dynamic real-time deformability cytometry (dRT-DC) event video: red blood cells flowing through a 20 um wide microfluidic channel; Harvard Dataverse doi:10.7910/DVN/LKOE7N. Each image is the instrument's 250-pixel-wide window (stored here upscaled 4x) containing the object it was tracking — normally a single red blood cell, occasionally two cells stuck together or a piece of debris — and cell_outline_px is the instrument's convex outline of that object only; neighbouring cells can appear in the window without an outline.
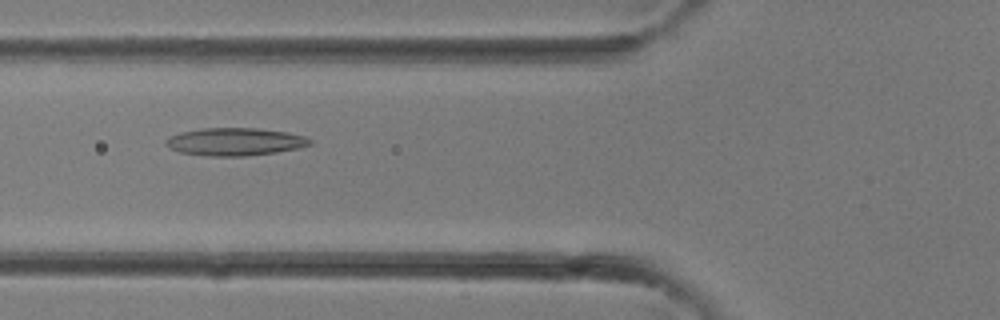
{"species": "common noctule bat (a hibernating species)", "species_latin": "Nyctalus noctula", "temperature_condition": "room temperature", "stored_images_in_passage": 24, "camera_frame_rate_fps": 3000, "um_per_image_px": 0.085, "animal": {"sex": "female"}, "frame": {"image": 1, "passage_image": 3, "time_ms": 0.667, "image_size_px": [1000, 320], "cell_outline_px": [[312, 144], [300, 148], [276, 152], [244, 156], [208, 156], [180, 152], [168, 148], [164, 144], [164, 140], [168, 136], [180, 132], [204, 128], [256, 128], [288, 132], [304, 136], [312, 140]], "centroid_in_image_um": [19.94, 12.04], "position_along_channel_um": 105.9, "area_um2": 23.47}}
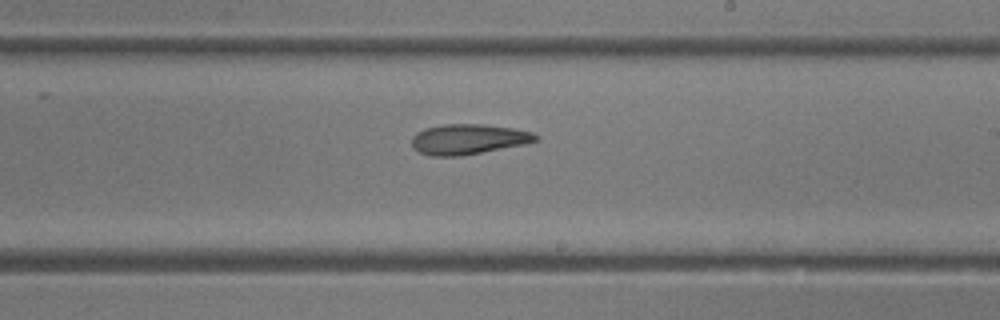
{"frame": {"image": 2, "passage_image": 10, "time_ms": 3.0, "image_size_px": [1000, 320], "cell_outline_px": [[540, 140], [524, 144], [460, 156], [428, 156], [412, 148], [412, 136], [416, 132], [424, 128], [444, 124], [480, 124], [512, 128], [532, 132], [540, 136]], "centroid_in_image_um": [39.78, 11.83], "position_along_channel_um": 249.2, "area_um2": 21.91}}
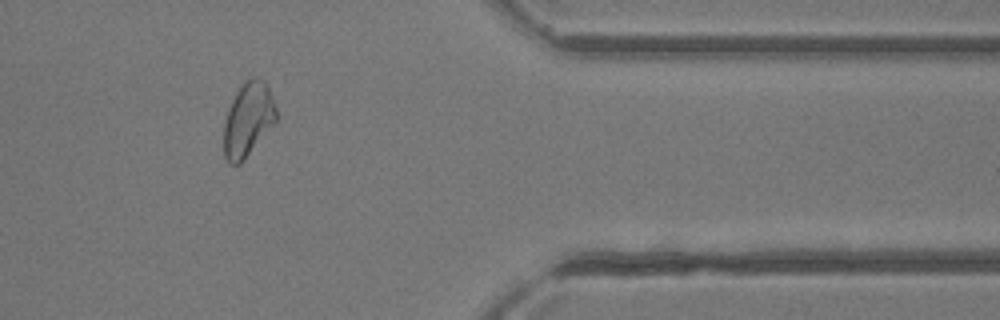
{"frame": {"image": 3, "passage_image": 18, "time_ms": 5.667, "image_size_px": [1000, 320], "cell_outline_px": [[276, 124], [244, 160], [240, 164], [228, 164], [224, 156], [224, 120], [228, 108], [236, 92], [244, 80], [256, 76], [260, 76], [268, 84], [276, 108]], "centroid_in_image_um": [21.1, 10.15], "position_along_channel_um": 390.3, "area_um2": 23.18}}